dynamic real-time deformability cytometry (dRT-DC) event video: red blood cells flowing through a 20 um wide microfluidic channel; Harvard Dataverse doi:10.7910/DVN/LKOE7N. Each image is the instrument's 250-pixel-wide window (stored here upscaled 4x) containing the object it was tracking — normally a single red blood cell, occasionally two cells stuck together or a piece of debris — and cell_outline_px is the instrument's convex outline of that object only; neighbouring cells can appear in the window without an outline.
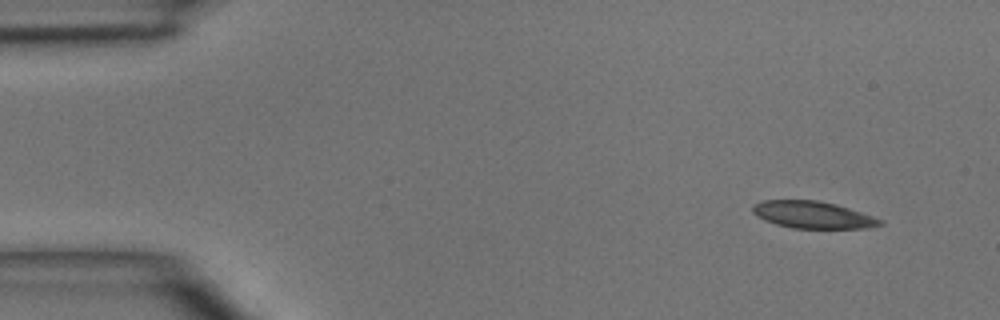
{"species": "common noctule bat (a hibernating species)", "species_latin": "Nyctalus noctula", "temperature_condition": "room temperature", "stored_images_in_passage": 4, "segment_of_instrument_passage": [1, 2], "camera_frame_rate_fps": 3000, "um_per_image_px": 0.085, "animal": {"sex": "male", "body_mass_g": 15.6}, "frame": {"image": 1, "passage_image": 1, "time_ms": 0.0, "image_size_px": [1000, 320], "cell_outline_px": [[884, 224], [868, 228], [792, 228], [776, 224], [764, 220], [756, 216], [752, 212], [752, 204], [764, 200], [816, 200], [836, 204], [884, 220]], "centroid_in_image_um": [69.06, 18.26], "position_along_channel_um": 15.9, "area_um2": 20.11}}